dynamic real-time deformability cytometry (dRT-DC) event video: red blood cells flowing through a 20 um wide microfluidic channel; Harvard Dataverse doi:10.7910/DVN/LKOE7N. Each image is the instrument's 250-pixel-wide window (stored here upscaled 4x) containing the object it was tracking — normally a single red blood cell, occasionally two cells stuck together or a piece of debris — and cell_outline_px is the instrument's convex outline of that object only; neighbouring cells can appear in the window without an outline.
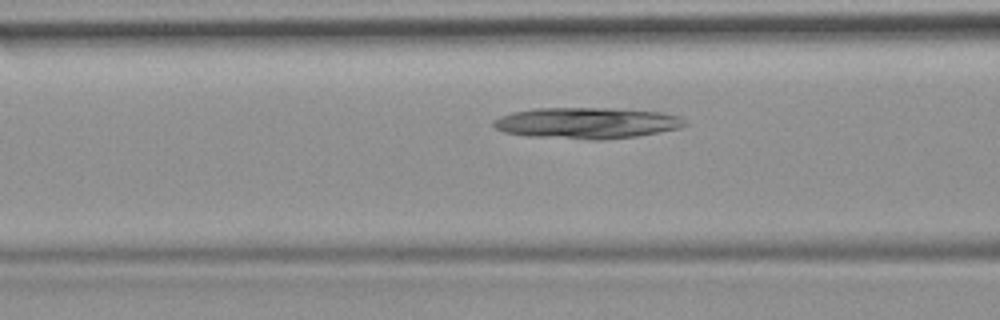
{"species": "common noctule bat (a hibernating species)", "species_latin": "Nyctalus noctula", "temperature_condition": "room temperature", "stored_images_in_passage": 15, "camera_frame_rate_fps": 3000, "um_per_image_px": 0.085, "animal": {"sex": "female", "body_mass_g": 19.9}, "frame": {"image": 1, "passage_image": 9, "time_ms": 2.667, "image_size_px": [1000, 320], "cell_outline_px": [[688, 124], [680, 128], [636, 136], [596, 140], [528, 136], [504, 132], [496, 128], [492, 124], [492, 120], [500, 116], [512, 112], [536, 108], [612, 108], [660, 112], [680, 116]], "centroid_in_image_um": [49.86, 10.45], "position_along_channel_um": 116.7, "area_um2": 34.68}}
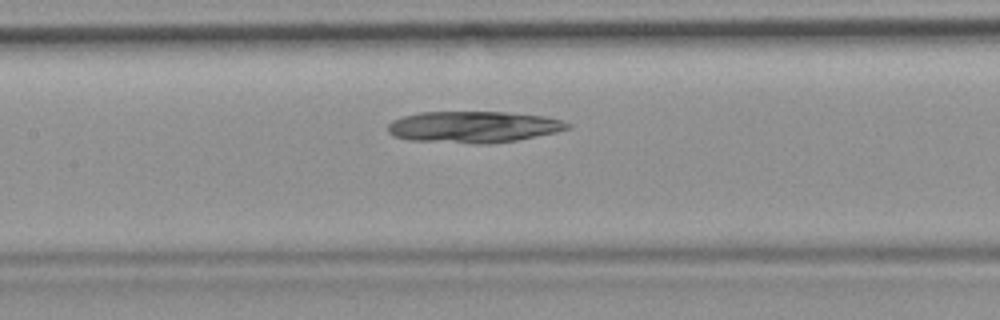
{"frame": {"image": 2, "passage_image": 13, "time_ms": 4.0, "image_size_px": [1000, 320], "cell_outline_px": [[572, 128], [556, 132], [516, 140], [488, 144], [476, 144], [408, 140], [396, 136], [388, 132], [388, 124], [392, 120], [404, 116], [420, 112], [508, 112], [544, 116], [564, 120], [572, 124]], "centroid_in_image_um": [40.28, 10.79], "position_along_channel_um": 167.1, "area_um2": 33.12}}